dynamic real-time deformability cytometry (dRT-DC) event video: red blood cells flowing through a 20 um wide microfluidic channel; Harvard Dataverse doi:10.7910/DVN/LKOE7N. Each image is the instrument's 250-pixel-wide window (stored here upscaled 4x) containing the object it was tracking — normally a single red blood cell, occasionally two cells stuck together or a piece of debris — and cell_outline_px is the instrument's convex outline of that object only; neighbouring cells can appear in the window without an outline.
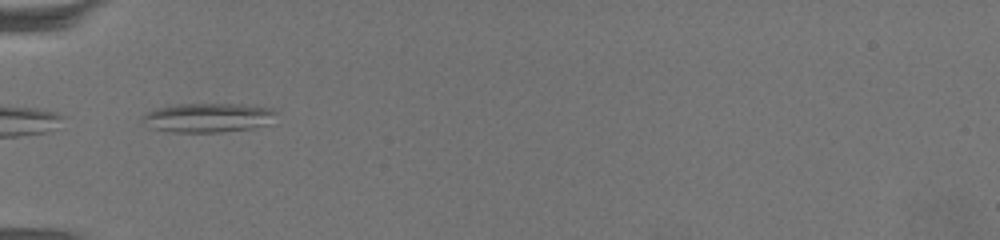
{"species": "common noctule bat (a hibernating species)", "species_latin": "Nyctalus noctula", "temperature_condition": "warm", "stored_images_in_passage": 4, "camera_frame_rate_fps": 3000, "um_per_image_px": 0.085, "animal": {"sex": "female", "body_mass_g": 19.5, "forearm_length_mm": 54.1}, "frame": {"image": 1, "passage_image": 1, "time_ms": 0.0, "image_size_px": [1000, 240], "cell_outline_px": [[276, 112], [268, 124], [252, 128], [220, 132], [168, 132], [152, 128], [140, 120], [148, 112], [160, 108], [176, 104], [240, 104], [272, 108]], "centroid_in_image_um": [17.67, 10.01], "position_along_channel_um": 67.3, "area_um2": 22.54}}